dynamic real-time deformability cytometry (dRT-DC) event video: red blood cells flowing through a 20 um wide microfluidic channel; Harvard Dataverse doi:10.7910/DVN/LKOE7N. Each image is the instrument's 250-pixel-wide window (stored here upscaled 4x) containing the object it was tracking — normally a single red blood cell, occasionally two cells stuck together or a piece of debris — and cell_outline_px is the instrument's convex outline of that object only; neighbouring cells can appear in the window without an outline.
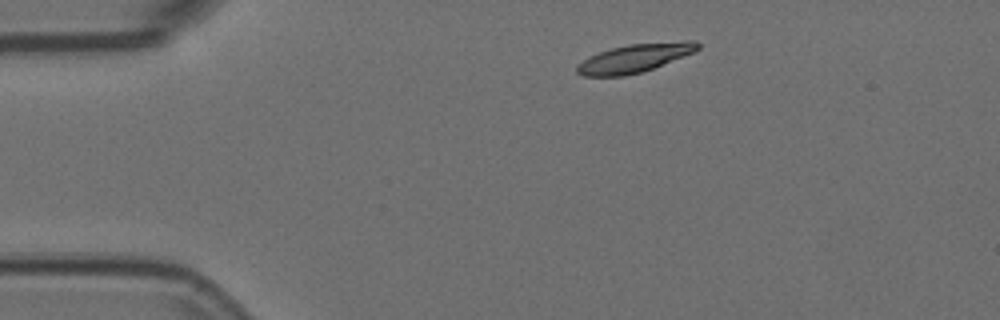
{"species": "Egyptian fruit bat (a non-hibernating species)", "species_latin": "Rousettus aegyptiacus", "temperature_condition": "room temperature", "stored_images_in_passage": 11, "camera_frame_rate_fps": 3000, "um_per_image_px": 0.085, "animal": {"sex": "female"}, "frame": {"image": 1, "passage_image": 1, "time_ms": 0.0, "image_size_px": [1000, 320], "cell_outline_px": [[700, 48], [696, 52], [652, 68], [640, 72], [624, 76], [584, 76], [576, 72], [576, 64], [600, 52], [612, 48], [628, 44], [684, 40], [696, 40], [700, 44]], "centroid_in_image_um": [54.01, 4.92], "position_along_channel_um": 31.0, "area_um2": 20.0}}
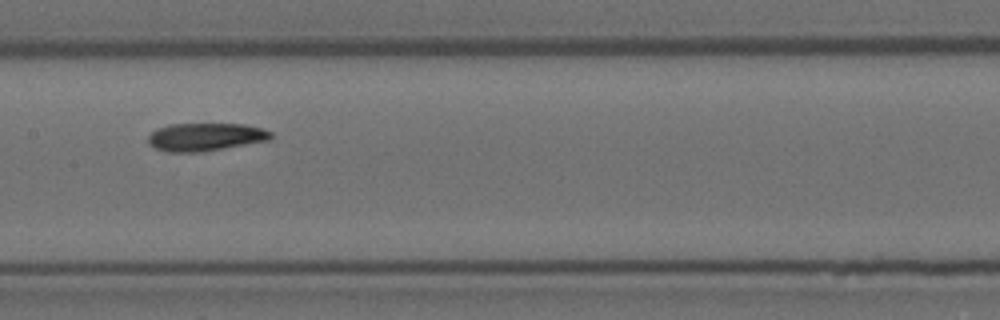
{"frame": {"image": 2, "passage_image": 5, "time_ms": 1.333, "image_size_px": [1000, 320], "cell_outline_px": [[272, 136], [268, 140], [200, 152], [172, 152], [156, 148], [148, 144], [148, 136], [156, 128], [168, 124], [244, 124], [264, 128], [272, 132]], "centroid_in_image_um": [17.44, 11.62], "position_along_channel_um": 190.0, "area_um2": 19.88}}
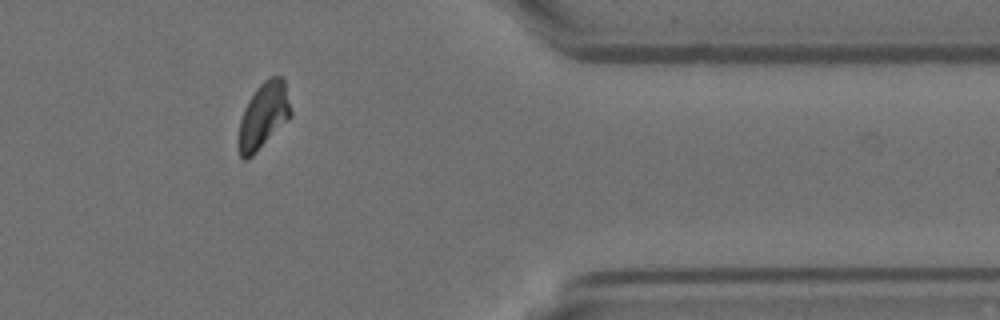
{"frame": {"image": 3, "passage_image": 10, "time_ms": 3.0, "image_size_px": [1000, 320], "cell_outline_px": [[292, 116], [248, 160], [244, 160], [240, 156], [236, 144], [236, 140], [240, 120], [244, 108], [248, 100], [256, 88], [268, 76], [280, 76], [284, 80], [292, 112]], "centroid_in_image_um": [22.36, 9.85], "position_along_channel_um": 389.0, "area_um2": 20.4}}